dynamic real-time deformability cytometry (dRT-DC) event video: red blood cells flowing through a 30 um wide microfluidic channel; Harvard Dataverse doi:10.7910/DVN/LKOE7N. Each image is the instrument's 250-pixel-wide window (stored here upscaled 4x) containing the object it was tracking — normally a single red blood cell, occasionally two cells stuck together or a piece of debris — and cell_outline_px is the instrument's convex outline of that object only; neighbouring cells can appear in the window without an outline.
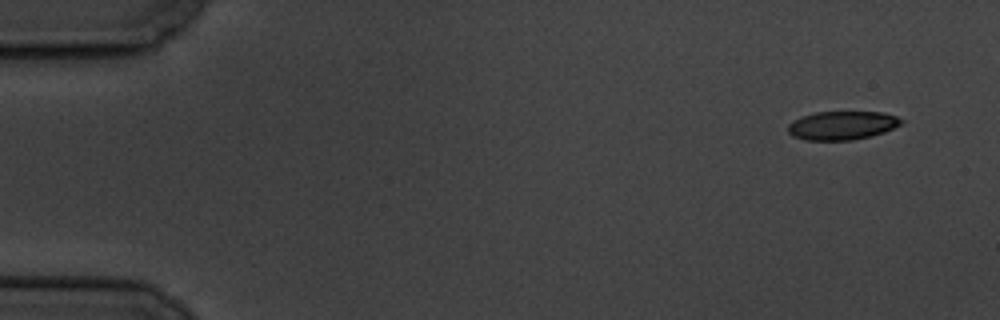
{"species": "common noctule bat (a hibernating species)", "species_latin": "Nyctalus noctula", "temperature_condition": "cold", "stored_images_in_passage": 5, "camera_frame_rate_fps": 3000, "um_per_image_px": 0.085, "animal": {"sex": "male", "body_mass_g": 19.5, "forearm_length_mm": 54.6}, "frame": {"image": 1, "passage_image": 1, "time_ms": 0.0, "image_size_px": [1000, 320], "cell_outline_px": [[904, 120], [900, 124], [884, 132], [852, 140], [804, 140], [792, 136], [788, 132], [788, 124], [804, 116], [816, 112], [884, 112], [896, 116]], "centroid_in_image_um": [71.57, 10.66], "position_along_channel_um": 13.4, "area_um2": 18.67}}
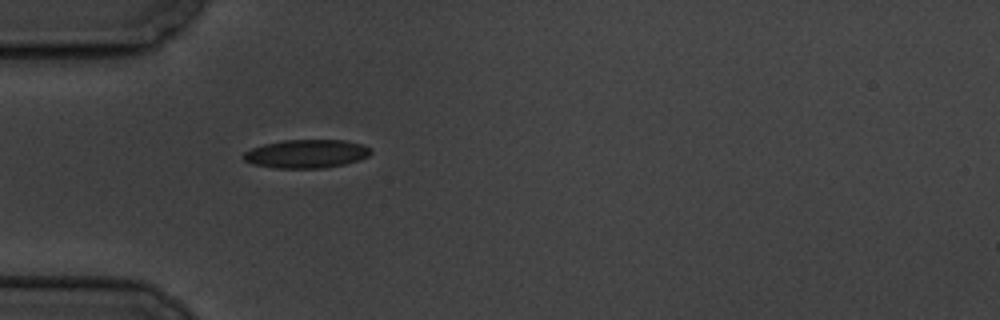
{"frame": {"image": 2, "passage_image": 5, "time_ms": 4.667, "image_size_px": [1000, 320], "cell_outline_px": [[372, 152], [368, 156], [360, 160], [344, 164], [324, 168], [276, 168], [252, 164], [244, 160], [240, 156], [244, 152], [252, 148], [264, 144], [284, 140], [344, 140], [364, 144], [372, 148]], "centroid_in_image_um": [26.06, 13.07], "position_along_channel_um": 58.9, "area_um2": 21.33}}